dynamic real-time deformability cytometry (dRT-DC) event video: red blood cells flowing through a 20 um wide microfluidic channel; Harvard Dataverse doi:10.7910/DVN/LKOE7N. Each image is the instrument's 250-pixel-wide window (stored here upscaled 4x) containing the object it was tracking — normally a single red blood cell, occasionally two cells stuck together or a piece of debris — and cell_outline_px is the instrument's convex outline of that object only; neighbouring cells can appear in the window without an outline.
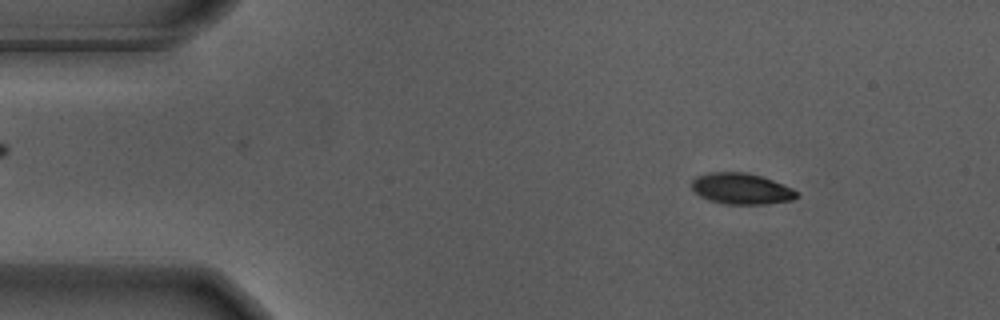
{"species": "Egyptian fruit bat (a non-hibernating species)", "species_latin": "Rousettus aegyptiacus", "temperature_condition": "warm", "stored_images_in_passage": 56, "camera_frame_rate_fps": 3000, "um_per_image_px": 0.085, "animal": {"sex": "male"}, "frame": {"image": 1, "passage_image": 7, "time_ms": 2.0, "image_size_px": [1000, 320], "cell_outline_px": [[800, 196], [792, 200], [764, 204], [724, 204], [700, 196], [692, 188], [692, 180], [696, 176], [708, 172], [744, 172], [760, 176], [772, 180], [792, 188]], "centroid_in_image_um": [63.01, 16.03], "position_along_channel_um": 22.0, "area_um2": 18.84}}
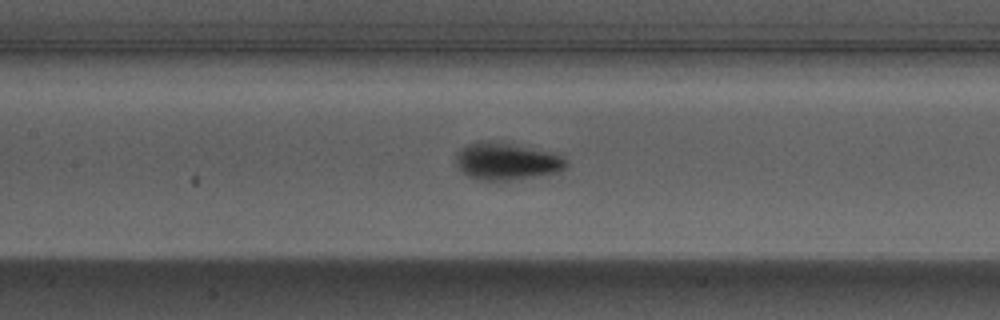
{"frame": {"image": 2, "passage_image": 25, "time_ms": 8.0, "image_size_px": [1000, 320], "cell_outline_px": [[568, 164], [560, 172], [508, 180], [476, 180], [460, 172], [456, 164], [456, 156], [460, 148], [468, 144], [480, 140], [492, 140], [560, 152], [568, 160]], "centroid_in_image_um": [43.1, 13.68], "position_along_channel_um": 164.3, "area_um2": 24.62}}
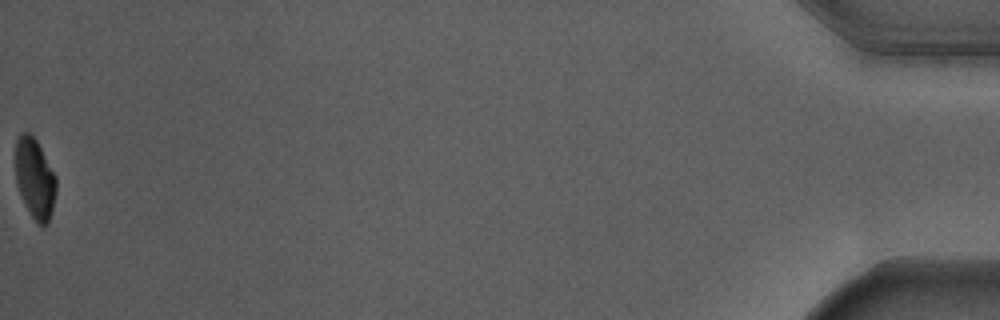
{"frame": {"image": 3, "passage_image": 56, "time_ms": 18.333, "image_size_px": [1000, 320], "cell_outline_px": [[56, 192], [48, 224], [40, 224], [32, 216], [24, 204], [16, 184], [16, 140], [20, 132], [28, 132], [36, 140], [56, 176]], "centroid_in_image_um": [2.95, 15.15], "position_along_channel_um": 432.2, "area_um2": 18.79}, "authors_computed_cell_mechanics": {"area_um2": 21.386, "velocity_mm_per_s": 3.6524, "shape_relaxation_time_tau1_ms": 2.0788, "shape_relaxation_time_tau2_ms": null, "deformation_change_tau1": 0.1778, "deformation_change_tau2": null}}